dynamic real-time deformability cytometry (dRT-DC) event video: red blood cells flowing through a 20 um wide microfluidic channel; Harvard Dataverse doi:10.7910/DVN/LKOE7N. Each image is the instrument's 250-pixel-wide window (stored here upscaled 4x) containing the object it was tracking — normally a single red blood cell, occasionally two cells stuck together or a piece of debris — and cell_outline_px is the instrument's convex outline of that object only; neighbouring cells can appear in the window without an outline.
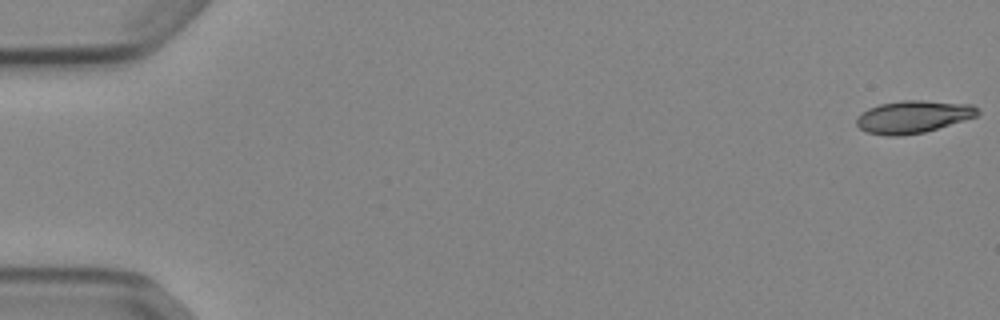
{"species": "Egyptian fruit bat (a non-hibernating species)", "species_latin": "Rousettus aegyptiacus", "temperature_condition": "cold", "stored_images_in_passage": 53, "camera_frame_rate_fps": 3000, "um_per_image_px": 0.085, "animal": {"sex": "female"}, "frame": {"image": 1, "passage_image": 1, "time_ms": 0.0, "image_size_px": [1000, 320], "cell_outline_px": [[980, 112], [976, 116], [924, 132], [900, 136], [888, 136], [868, 132], [860, 128], [856, 124], [856, 116], [860, 112], [868, 108], [880, 104], [900, 100], [924, 100], [972, 104], [980, 108]], "centroid_in_image_um": [77.6, 9.91], "position_along_channel_um": 7.4, "area_um2": 23.0}}
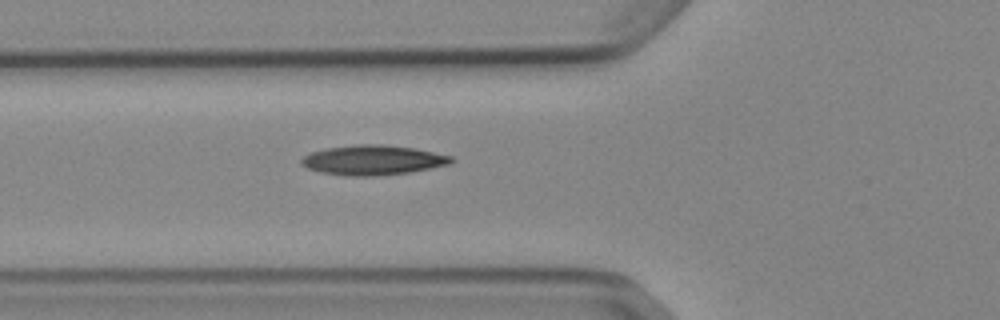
{"frame": {"image": 2, "passage_image": 20, "time_ms": 6.333, "image_size_px": [1000, 320], "cell_outline_px": [[456, 160], [452, 164], [408, 172], [376, 176], [344, 176], [320, 172], [308, 168], [300, 164], [300, 160], [304, 156], [312, 152], [324, 148], [356, 144], [384, 144], [412, 148], [452, 156]], "centroid_in_image_um": [31.68, 13.61], "position_along_channel_um": 94.1, "area_um2": 26.13}}
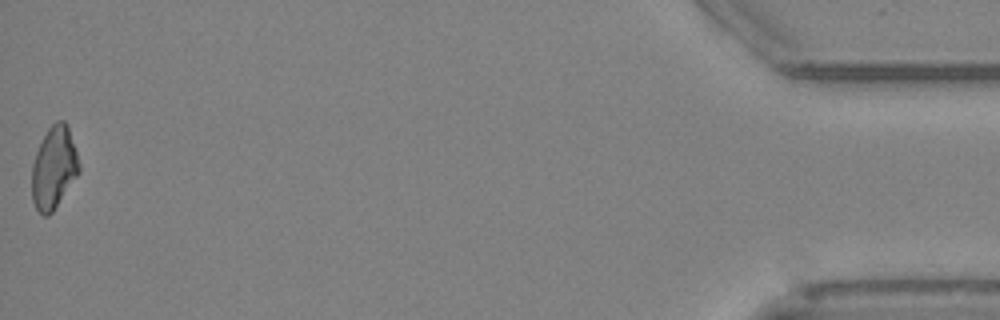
{"frame": {"image": 3, "passage_image": 53, "time_ms": 17.333, "image_size_px": [1000, 320], "cell_outline_px": [[80, 172], [52, 212], [48, 216], [44, 216], [36, 208], [32, 200], [32, 164], [36, 152], [48, 128], [56, 120], [64, 120], [68, 124], [80, 164]], "centroid_in_image_um": [4.59, 14.24], "position_along_channel_um": 430.6, "area_um2": 22.6}, "authors_computed_cell_mechanics": {"area_um2": 23.7558, "velocity_mm_per_s": 3.8856, "shape_relaxation_time_tau1_ms": 7.3125, "shape_relaxation_time_tau2_ms": null, "deformation_change_tau1": 0.1761, "deformation_change_tau2": null}}